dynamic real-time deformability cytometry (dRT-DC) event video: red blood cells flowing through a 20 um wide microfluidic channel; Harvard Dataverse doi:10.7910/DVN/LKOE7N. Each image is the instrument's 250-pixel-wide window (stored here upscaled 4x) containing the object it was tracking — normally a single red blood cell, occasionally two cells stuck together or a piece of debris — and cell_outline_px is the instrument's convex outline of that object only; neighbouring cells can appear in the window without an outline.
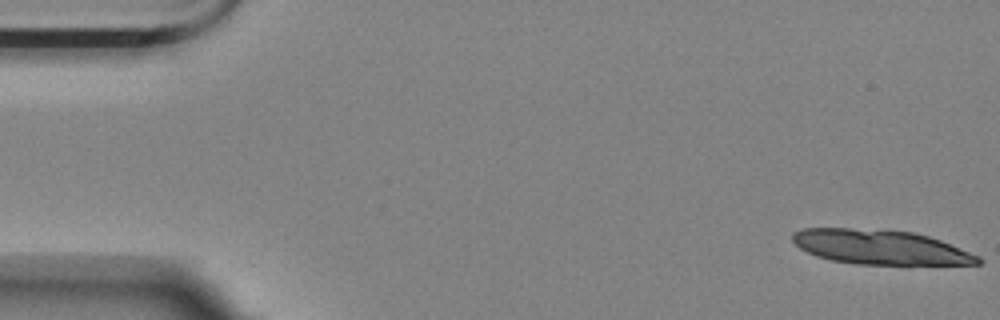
{"species": "Egyptian fruit bat (a non-hibernating species)", "species_latin": "Rousettus aegyptiacus", "temperature_condition": "room temperature", "stored_images_in_passage": 15, "camera_frame_rate_fps": 3000, "um_per_image_px": 0.085, "animal": {"sex": "female"}, "frame": {"image": 1, "passage_image": 1, "time_ms": 0.0, "image_size_px": [1000, 320], "cell_outline_px": [[984, 260], [980, 264], [856, 264], [832, 260], [816, 256], [800, 248], [792, 240], [792, 232], [804, 228], [848, 228], [912, 232], [928, 236], [940, 240], [980, 256]], "centroid_in_image_um": [74.82, 21.01], "position_along_channel_um": 10.2, "area_um2": 36.99}}